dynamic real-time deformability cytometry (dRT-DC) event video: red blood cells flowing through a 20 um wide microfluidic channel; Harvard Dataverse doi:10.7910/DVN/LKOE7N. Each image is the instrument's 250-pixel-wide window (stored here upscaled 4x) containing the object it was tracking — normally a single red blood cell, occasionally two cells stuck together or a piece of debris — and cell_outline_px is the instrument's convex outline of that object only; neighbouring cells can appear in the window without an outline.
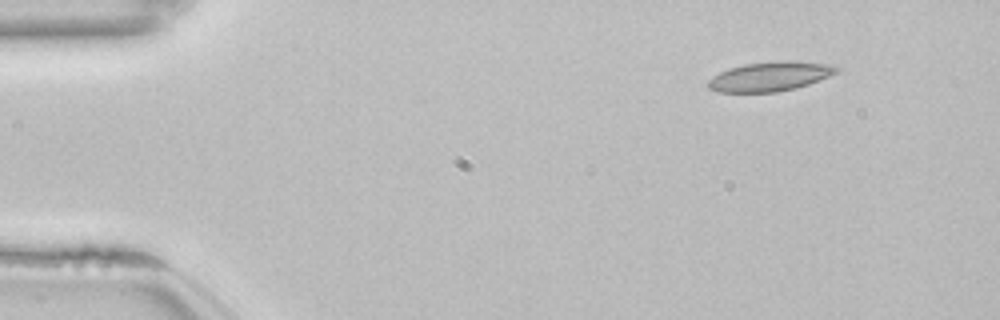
{"species": "common noctule bat (a hibernating species)", "species_latin": "Nyctalus noctula", "temperature_condition": "room temperature", "stored_images_in_passage": 8, "camera_frame_rate_fps": 3000, "um_per_image_px": 0.085, "animal": {"sex": "female", "body_mass_g": 22.7, "forearm_length_mm": 54.2}, "frame": {"image": 1, "passage_image": 1, "time_ms": 0.0, "image_size_px": [1000, 320], "cell_outline_px": [[840, 68], [836, 72], [828, 76], [808, 84], [796, 88], [776, 92], [716, 92], [708, 88], [708, 80], [712, 76], [720, 72], [744, 64], [788, 60], [828, 64]], "centroid_in_image_um": [65.42, 6.51], "position_along_channel_um": 19.6, "area_um2": 21.73}}